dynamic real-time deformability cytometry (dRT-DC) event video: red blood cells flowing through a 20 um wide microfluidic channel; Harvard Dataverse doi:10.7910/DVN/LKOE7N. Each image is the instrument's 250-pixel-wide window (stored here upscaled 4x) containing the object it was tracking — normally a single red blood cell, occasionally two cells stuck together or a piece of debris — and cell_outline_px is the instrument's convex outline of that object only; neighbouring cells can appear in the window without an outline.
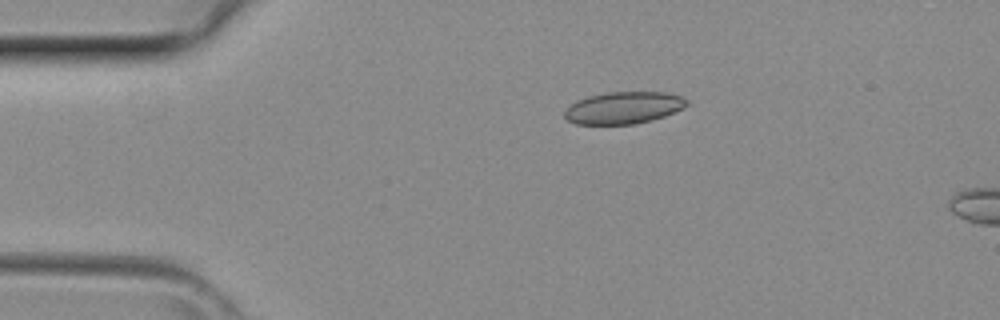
{"species": "common noctule bat (a hibernating species)", "species_latin": "Nyctalus noctula", "temperature_condition": "room temperature", "stored_images_in_passage": 4, "camera_frame_rate_fps": 3000, "um_per_image_px": 0.085, "animal": {"sex": "female", "body_mass_g": 29.2, "forearm_length_mm": 56.3}, "frame": {"image": 1, "passage_image": 3, "time_ms": 0.667, "image_size_px": [1000, 320], "cell_outline_px": [[688, 104], [664, 116], [652, 120], [636, 124], [576, 124], [568, 120], [564, 116], [564, 112], [576, 100], [588, 96], [608, 92], [664, 92], [680, 96], [688, 100]], "centroid_in_image_um": [52.98, 9.16], "position_along_channel_um": 32.0, "area_um2": 22.6}}